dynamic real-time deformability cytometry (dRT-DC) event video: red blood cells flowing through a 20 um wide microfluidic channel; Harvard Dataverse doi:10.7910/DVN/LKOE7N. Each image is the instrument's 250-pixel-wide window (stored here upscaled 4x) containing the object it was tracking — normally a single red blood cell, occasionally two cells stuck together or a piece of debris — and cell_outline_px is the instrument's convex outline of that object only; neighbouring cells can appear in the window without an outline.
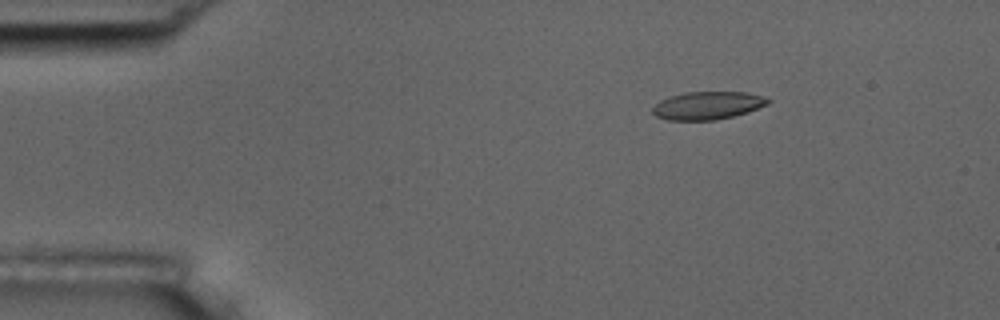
{"species": "common noctule bat (a hibernating species)", "species_latin": "Nyctalus noctula", "temperature_condition": "room temperature", "stored_images_in_passage": 6, "camera_frame_rate_fps": 3000, "um_per_image_px": 0.085, "animal": {"sex": "male", "body_mass_g": 17.5, "forearm_length_mm": 52.3}, "frame": {"image": 1, "passage_image": 3, "time_ms": 2.333, "image_size_px": [1000, 320], "cell_outline_px": [[772, 100], [768, 104], [748, 112], [716, 120], [668, 120], [656, 116], [652, 112], [652, 108], [660, 100], [668, 96], [684, 92], [748, 92]], "centroid_in_image_um": [60.12, 8.96], "position_along_channel_um": 24.9, "area_um2": 18.79}}